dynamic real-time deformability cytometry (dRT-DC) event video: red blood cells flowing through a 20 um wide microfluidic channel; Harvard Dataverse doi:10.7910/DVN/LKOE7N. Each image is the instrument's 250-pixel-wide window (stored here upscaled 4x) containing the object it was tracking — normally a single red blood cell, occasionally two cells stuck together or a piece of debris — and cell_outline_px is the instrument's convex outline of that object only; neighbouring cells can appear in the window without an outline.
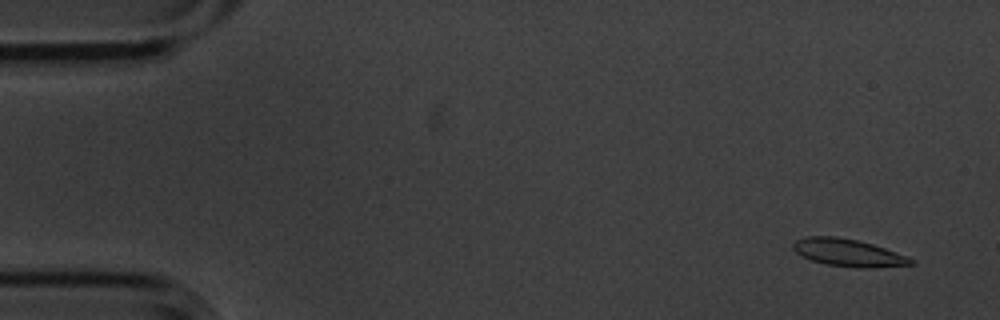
{"species": "common noctule bat (a hibernating species)", "species_latin": "Nyctalus noctula", "temperature_condition": "cold", "stored_images_in_passage": 4, "camera_frame_rate_fps": 3000, "um_per_image_px": 0.085, "animal": {"sex": "male", "body_mass_g": 20.1, "forearm_length_mm": 53.5}, "frame": {"image": 1, "passage_image": 1, "time_ms": 0.0, "image_size_px": [1000, 320], "cell_outline_px": [[916, 264], [868, 268], [856, 268], [828, 264], [812, 260], [800, 256], [792, 248], [792, 244], [796, 240], [808, 236], [836, 236], [860, 240], [908, 256], [916, 260]], "centroid_in_image_um": [72.12, 21.48], "position_along_channel_um": 12.9, "area_um2": 18.96}}
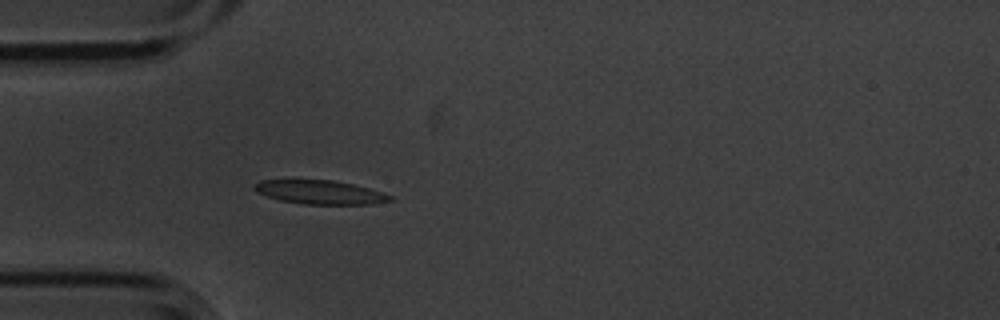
{"frame": {"image": 2, "passage_image": 4, "time_ms": 1.0, "image_size_px": [1000, 320], "cell_outline_px": [[392, 200], [368, 204], [300, 204], [280, 200], [256, 192], [252, 188], [260, 180], [332, 180], [352, 184], [368, 188], [392, 196]], "centroid_in_image_um": [27.15, 16.34], "position_along_channel_um": 57.8, "area_um2": 18.55}}